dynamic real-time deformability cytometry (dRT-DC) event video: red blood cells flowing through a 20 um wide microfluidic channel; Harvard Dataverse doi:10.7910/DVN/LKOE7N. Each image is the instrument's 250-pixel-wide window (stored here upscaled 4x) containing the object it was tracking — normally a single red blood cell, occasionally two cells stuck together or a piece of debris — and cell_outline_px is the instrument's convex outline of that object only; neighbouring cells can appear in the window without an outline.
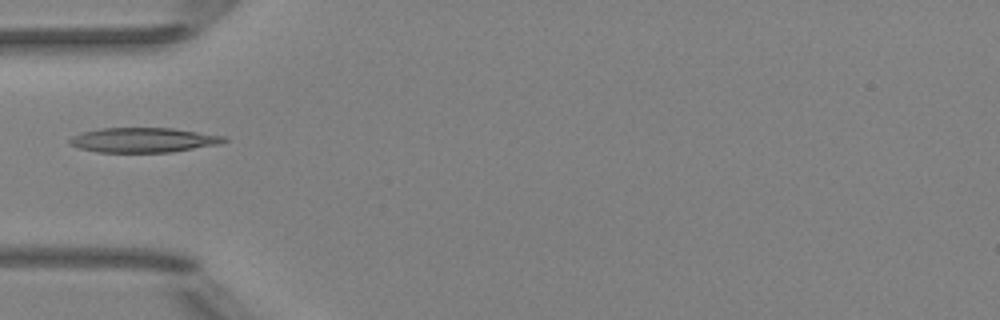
{"species": "Egyptian fruit bat (a non-hibernating species)", "species_latin": "Rousettus aegyptiacus", "temperature_condition": "room temperature", "stored_images_in_passage": 4, "camera_frame_rate_fps": 3000, "um_per_image_px": 0.085, "animal": {"sex": "female"}, "frame": {"image": 1, "passage_image": 3, "time_ms": 2.333, "image_size_px": [1000, 320], "cell_outline_px": [[228, 140], [216, 144], [172, 152], [96, 152], [80, 148], [68, 144], [68, 140], [72, 136], [84, 132], [100, 128], [172, 128], [228, 136]], "centroid_in_image_um": [12.18, 11.9], "position_along_channel_um": 72.8, "area_um2": 22.2}}
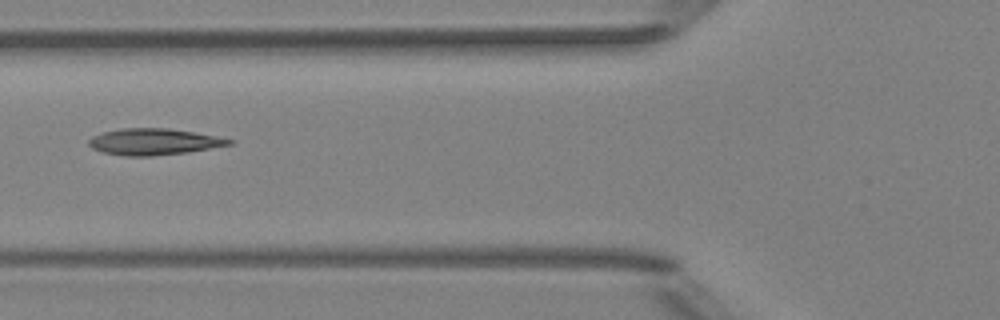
{"frame": {"image": 2, "passage_image": 4, "time_ms": 3.333, "image_size_px": [1000, 320], "cell_outline_px": [[236, 140], [232, 144], [188, 152], [152, 156], [124, 156], [104, 152], [92, 148], [88, 144], [88, 140], [92, 136], [104, 132], [120, 128], [168, 128], [192, 132]], "centroid_in_image_um": [13.05, 12.05], "position_along_channel_um": 112.7, "area_um2": 21.44}}